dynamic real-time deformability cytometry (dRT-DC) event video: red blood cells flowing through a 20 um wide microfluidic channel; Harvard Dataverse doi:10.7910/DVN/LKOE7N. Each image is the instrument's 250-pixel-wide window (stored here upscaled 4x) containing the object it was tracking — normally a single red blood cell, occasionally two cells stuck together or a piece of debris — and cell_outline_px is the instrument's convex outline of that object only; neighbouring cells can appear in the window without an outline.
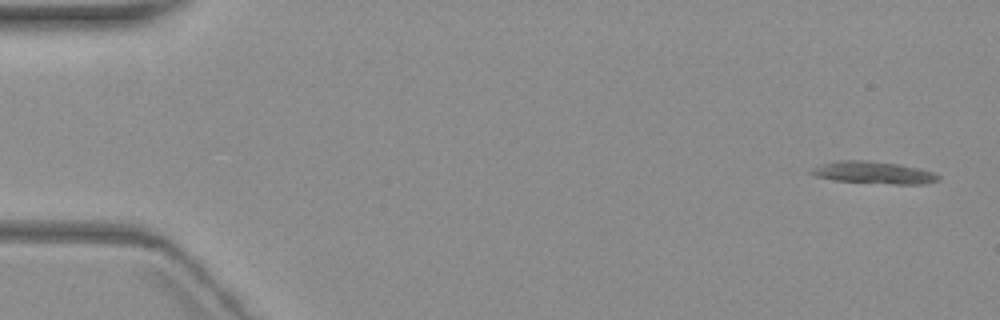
{"species": "common noctule bat (a hibernating species)", "species_latin": "Nyctalus noctula", "temperature_condition": "warm", "stored_images_in_passage": 4, "camera_frame_rate_fps": 3000, "um_per_image_px": 0.085, "animal": {"sex": "female", "body_mass_g": 19.3, "forearm_length_mm": 54.1}, "frame": {"image": 1, "passage_image": 1, "time_ms": 0.0, "image_size_px": [1000, 320], "cell_outline_px": [[940, 180], [924, 184], [892, 184], [832, 180], [816, 176], [808, 172], [812, 168], [820, 164], [836, 160], [868, 160], [900, 164], [920, 168], [932, 172], [940, 176]], "centroid_in_image_um": [74.25, 14.66], "position_along_channel_um": 10.8, "area_um2": 16.65}}